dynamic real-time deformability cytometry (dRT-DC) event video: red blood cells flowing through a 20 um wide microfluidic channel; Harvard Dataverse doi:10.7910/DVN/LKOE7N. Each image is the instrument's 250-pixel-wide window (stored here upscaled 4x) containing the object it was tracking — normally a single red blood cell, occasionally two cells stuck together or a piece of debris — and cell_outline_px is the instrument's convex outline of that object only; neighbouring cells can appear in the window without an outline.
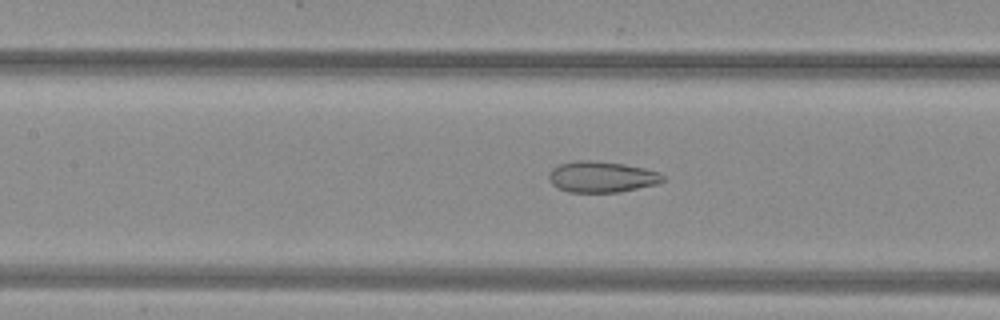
{"species": "common noctule bat (a hibernating species)", "species_latin": "Nyctalus noctula", "temperature_condition": "warm", "stored_images_in_passage": 39, "camera_frame_rate_fps": 3000, "um_per_image_px": 0.085, "animal": {"sex": "female", "body_mass_g": 29.2, "forearm_length_mm": 56.3}, "frame": {"image": 1, "passage_image": 12, "time_ms": 3.667, "image_size_px": [1000, 320], "cell_outline_px": [[664, 180], [656, 184], [620, 192], [568, 192], [552, 184], [548, 176], [548, 172], [552, 168], [560, 164], [576, 160], [592, 160], [624, 164], [644, 168], [660, 172], [664, 176]], "centroid_in_image_um": [51.14, 15.02], "position_along_channel_um": 156.3, "area_um2": 20.63}}
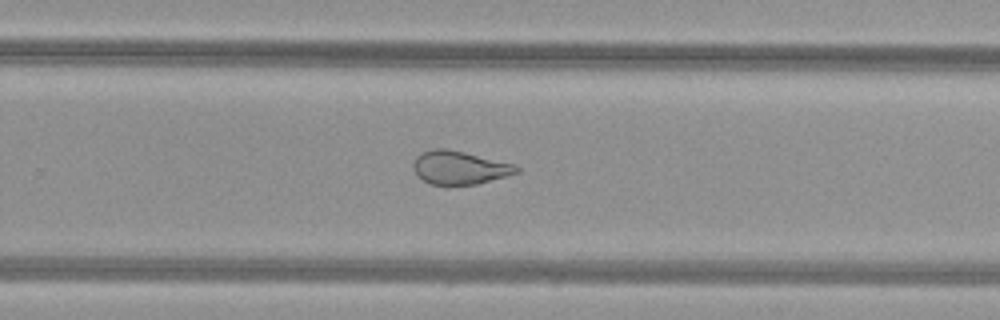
{"frame": {"image": 2, "passage_image": 22, "time_ms": 7.0, "image_size_px": [1000, 320], "cell_outline_px": [[520, 172], [508, 176], [476, 184], [452, 188], [428, 184], [416, 176], [412, 168], [412, 164], [416, 156], [420, 152], [432, 148], [448, 148], [516, 164], [520, 168]], "centroid_in_image_um": [39.02, 14.28], "position_along_channel_um": 290.8, "area_um2": 21.15}}
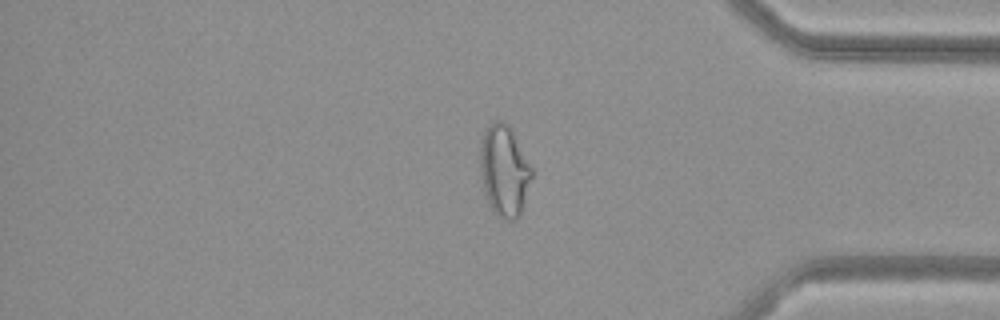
{"frame": {"image": 3, "passage_image": 31, "time_ms": 10.0, "image_size_px": [1000, 320], "cell_outline_px": [[532, 176], [524, 204], [520, 216], [516, 220], [504, 220], [496, 216], [488, 208], [484, 192], [480, 168], [480, 152], [484, 128], [488, 124], [496, 120], [504, 120], [512, 128], [532, 168]], "centroid_in_image_um": [42.85, 14.53], "position_along_channel_um": 392.4, "area_um2": 28.03}, "authors_computed_cell_mechanics": {"area_um2": 23.2356, "velocity_mm_per_s": 4.0483, "shape_relaxation_time_tau1_ms": null, "shape_relaxation_time_tau2_ms": 1.3414, "deformation_change_tau1": null, "deformation_change_tau2": 0.0817}}